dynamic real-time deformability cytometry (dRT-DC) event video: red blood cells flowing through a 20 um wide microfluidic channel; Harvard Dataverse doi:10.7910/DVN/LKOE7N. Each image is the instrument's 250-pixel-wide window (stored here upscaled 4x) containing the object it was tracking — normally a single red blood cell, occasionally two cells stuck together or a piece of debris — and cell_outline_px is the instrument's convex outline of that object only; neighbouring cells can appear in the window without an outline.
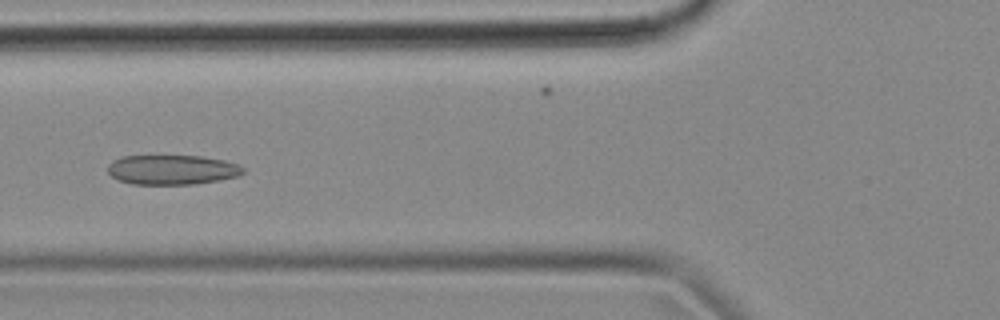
{"species": "common noctule bat (a hibernating species)", "species_latin": "Nyctalus noctula", "temperature_condition": "cold", "stored_images_in_passage": 53, "camera_frame_rate_fps": 3000, "um_per_image_px": 0.085, "animal": {"sex": "female", "body_mass_g": 18.4}, "frame": {"image": 1, "passage_image": 19, "time_ms": 6.0, "image_size_px": [1000, 320], "cell_outline_px": [[244, 172], [240, 176], [220, 180], [196, 184], [132, 184], [116, 180], [108, 172], [108, 164], [112, 160], [120, 156], [200, 156], [224, 160], [240, 164], [244, 168]], "centroid_in_image_um": [14.63, 14.43], "position_along_channel_um": 111.2, "area_um2": 23.7}}
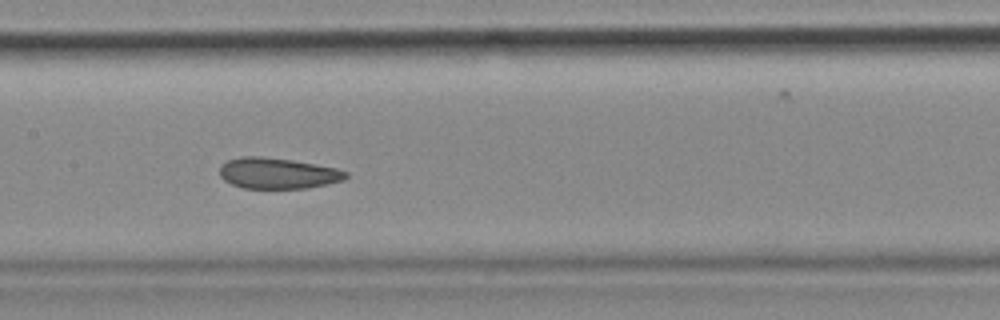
{"frame": {"image": 2, "passage_image": 25, "time_ms": 8.0, "image_size_px": [1000, 320], "cell_outline_px": [[348, 176], [344, 180], [308, 188], [244, 188], [232, 184], [224, 180], [220, 176], [220, 168], [228, 160], [244, 156], [260, 156], [292, 160], [316, 164], [336, 168], [348, 172]], "centroid_in_image_um": [23.63, 14.73], "position_along_channel_um": 183.8, "area_um2": 22.6}}
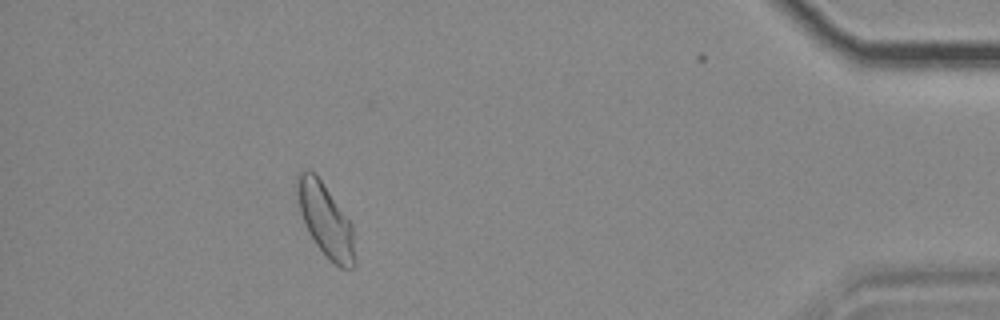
{"frame": {"image": 3, "passage_image": 48, "time_ms": 15.667, "image_size_px": [1000, 320], "cell_outline_px": [[356, 264], [352, 268], [340, 268], [332, 264], [328, 260], [316, 244], [308, 232], [300, 212], [296, 192], [296, 176], [300, 172], [308, 168], [316, 172], [352, 224]], "centroid_in_image_um": [27.66, 18.7], "position_along_channel_um": 407.5, "area_um2": 24.91}, "authors_computed_cell_mechanics": {"area_um2": 23.8714, "velocity_mm_per_s": 3.6337, "shape_relaxation_time_tau1_ms": null, "shape_relaxation_time_tau2_ms": 3.5178, "deformation_change_tau1": null, "deformation_change_tau2": 0.0868}}